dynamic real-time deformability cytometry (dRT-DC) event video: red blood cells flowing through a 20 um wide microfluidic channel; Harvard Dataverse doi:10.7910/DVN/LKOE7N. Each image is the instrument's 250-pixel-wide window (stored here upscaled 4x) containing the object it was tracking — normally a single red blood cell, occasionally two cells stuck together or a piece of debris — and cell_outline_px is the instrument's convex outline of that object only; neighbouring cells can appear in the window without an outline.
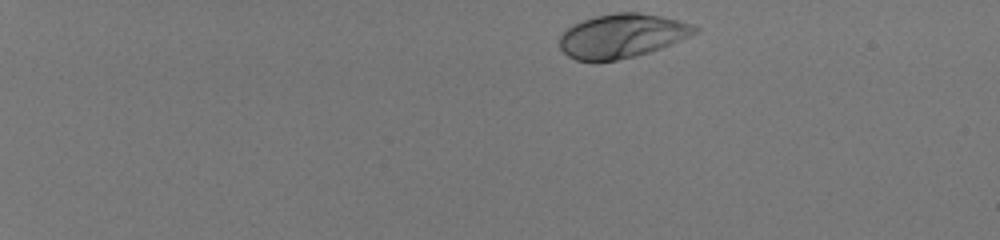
{"species": "human", "species_latin": "Homo sapiens", "temperature_condition": "room temperature", "stored_images_in_passage": 44, "camera_frame_rate_fps": 3000, "um_per_image_px": 0.085, "donor": {"sex": "male"}, "frame": {"image": 1, "passage_image": 1, "time_ms": 0.0, "image_size_px": [1000, 240], "cell_outline_px": [[700, 32], [672, 44], [636, 56], [616, 60], [576, 60], [568, 56], [560, 48], [560, 36], [568, 28], [584, 20], [596, 16], [616, 12], [640, 12], [680, 20], [692, 24], [700, 28]], "centroid_in_image_um": [52.93, 3.04], "position_along_channel_um": 32.1, "area_um2": 34.45}}
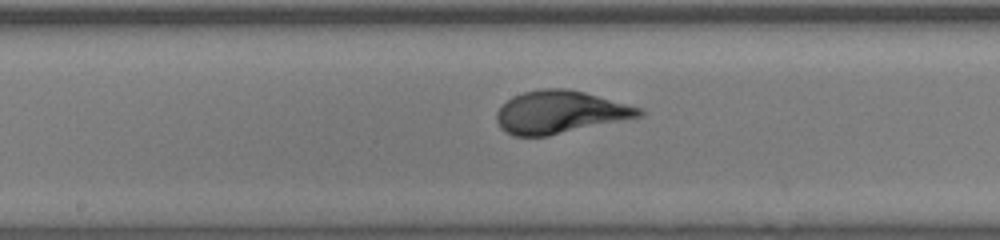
{"frame": {"image": 2, "passage_image": 24, "time_ms": 7.667, "image_size_px": [1000, 240], "cell_outline_px": [[644, 116], [548, 136], [512, 136], [504, 132], [500, 128], [496, 120], [496, 112], [500, 104], [512, 96], [524, 92], [544, 88], [568, 88], [584, 92], [644, 108]], "centroid_in_image_um": [47.59, 9.53], "position_along_channel_um": 200.6, "area_um2": 35.89}}
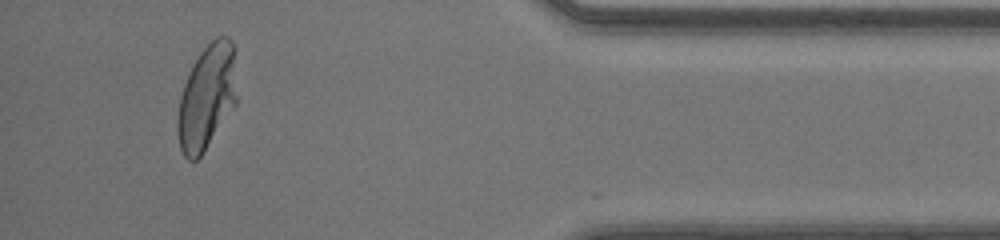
{"frame": {"image": 3, "passage_image": 42, "time_ms": 13.667, "image_size_px": [1000, 240], "cell_outline_px": [[236, 104], [204, 152], [196, 160], [188, 160], [184, 156], [180, 148], [176, 132], [176, 120], [180, 96], [184, 84], [192, 64], [200, 52], [216, 36], [228, 36], [232, 40], [236, 48]], "centroid_in_image_um": [17.59, 8.23], "position_along_channel_um": 417.6, "area_um2": 36.93}, "authors_computed_cell_mechanics": {"area_um2": 34.7956, "velocity_mm_per_s": 4.1057, "shape_relaxation_time_tau1_ms": 2.6401, "shape_relaxation_time_tau2_ms": null, "deformation_change_tau1": 0.1752, "deformation_change_tau2": null}}